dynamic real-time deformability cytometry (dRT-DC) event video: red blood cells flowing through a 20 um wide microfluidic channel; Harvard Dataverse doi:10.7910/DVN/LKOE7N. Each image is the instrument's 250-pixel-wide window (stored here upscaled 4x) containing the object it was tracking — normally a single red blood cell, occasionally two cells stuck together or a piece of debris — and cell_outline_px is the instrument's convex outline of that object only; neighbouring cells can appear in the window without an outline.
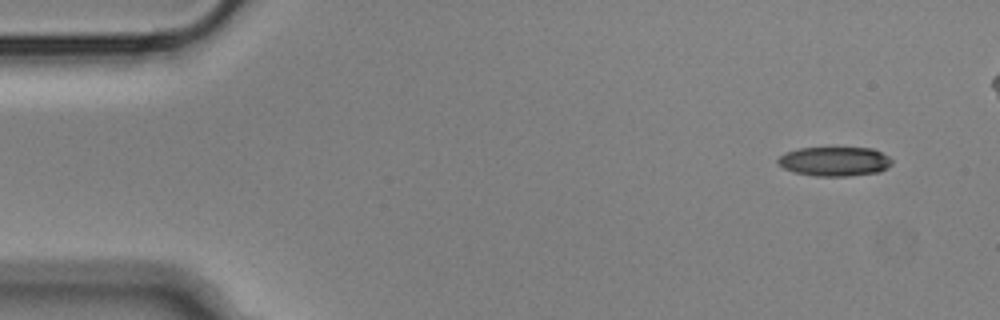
{"species": "Egyptian fruit bat (a non-hibernating species)", "species_latin": "Rousettus aegyptiacus", "temperature_condition": "cold", "stored_images_in_passage": 48, "camera_frame_rate_fps": 3000, "um_per_image_px": 0.085, "animal": {"sex": "male"}, "frame": {"image": 1, "passage_image": 1, "time_ms": 0.0, "image_size_px": [1000, 320], "cell_outline_px": [[892, 164], [888, 168], [880, 172], [848, 176], [816, 176], [792, 172], [776, 164], [776, 160], [784, 152], [800, 148], [872, 148], [888, 156], [892, 160]], "centroid_in_image_um": [70.92, 13.73], "position_along_channel_um": 14.1, "area_um2": 19.65}}
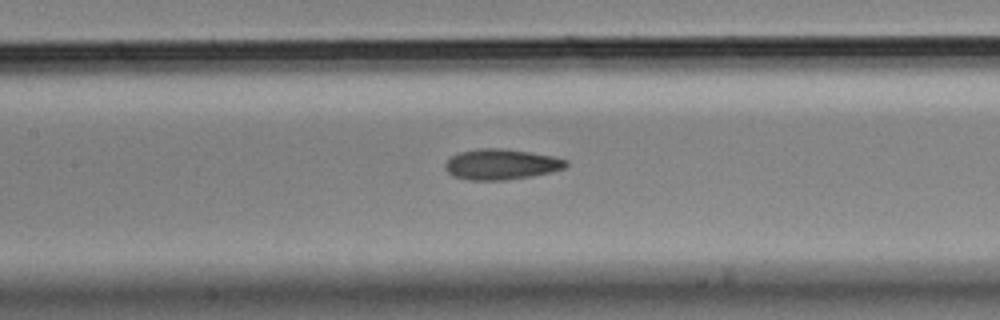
{"frame": {"image": 2, "passage_image": 22, "time_ms": 7.0, "image_size_px": [1000, 320], "cell_outline_px": [[568, 164], [564, 168], [552, 172], [532, 176], [504, 180], [468, 180], [452, 176], [444, 168], [444, 164], [452, 156], [460, 152], [480, 148], [504, 148], [552, 156], [568, 160]], "centroid_in_image_um": [42.59, 13.97], "position_along_channel_um": 164.8, "area_um2": 21.56}}
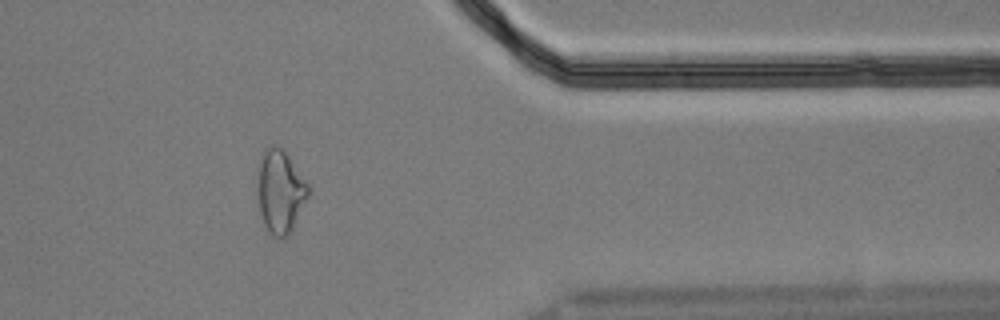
{"frame": {"image": 3, "passage_image": 42, "time_ms": 13.667, "image_size_px": [1000, 320], "cell_outline_px": [[308, 196], [292, 228], [284, 236], [272, 236], [268, 232], [264, 224], [260, 212], [256, 188], [256, 168], [264, 148], [272, 144], [276, 144], [284, 148], [308, 184]], "centroid_in_image_um": [23.76, 16.17], "position_along_channel_um": 387.6, "area_um2": 24.85}}